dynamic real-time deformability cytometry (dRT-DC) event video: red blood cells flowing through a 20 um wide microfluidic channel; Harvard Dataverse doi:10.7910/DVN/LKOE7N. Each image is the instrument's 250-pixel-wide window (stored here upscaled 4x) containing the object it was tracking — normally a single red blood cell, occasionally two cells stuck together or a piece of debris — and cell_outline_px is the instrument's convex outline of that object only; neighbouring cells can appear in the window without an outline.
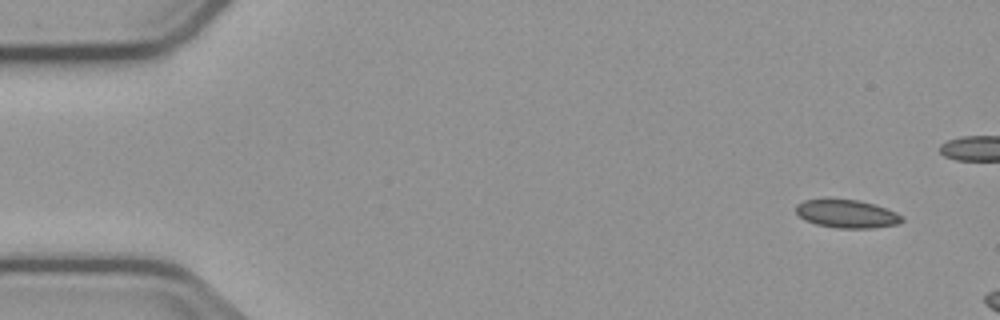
{"species": "common noctule bat (a hibernating species)", "species_latin": "Nyctalus noctula", "temperature_condition": "cold", "stored_images_in_passage": 3, "camera_frame_rate_fps": 3000, "um_per_image_px": 0.085, "animal": {"sex": "male", "body_mass_g": 23.1, "forearm_length_mm": 52.7}, "frame": {"image": 1, "passage_image": 1, "time_ms": 0.0, "image_size_px": [1000, 320], "cell_outline_px": [[904, 220], [896, 224], [872, 228], [836, 228], [816, 224], [804, 220], [796, 212], [796, 204], [804, 200], [824, 196], [860, 200], [896, 212], [904, 216]], "centroid_in_image_um": [71.91, 18.13], "position_along_channel_um": 13.1, "area_um2": 17.98}}